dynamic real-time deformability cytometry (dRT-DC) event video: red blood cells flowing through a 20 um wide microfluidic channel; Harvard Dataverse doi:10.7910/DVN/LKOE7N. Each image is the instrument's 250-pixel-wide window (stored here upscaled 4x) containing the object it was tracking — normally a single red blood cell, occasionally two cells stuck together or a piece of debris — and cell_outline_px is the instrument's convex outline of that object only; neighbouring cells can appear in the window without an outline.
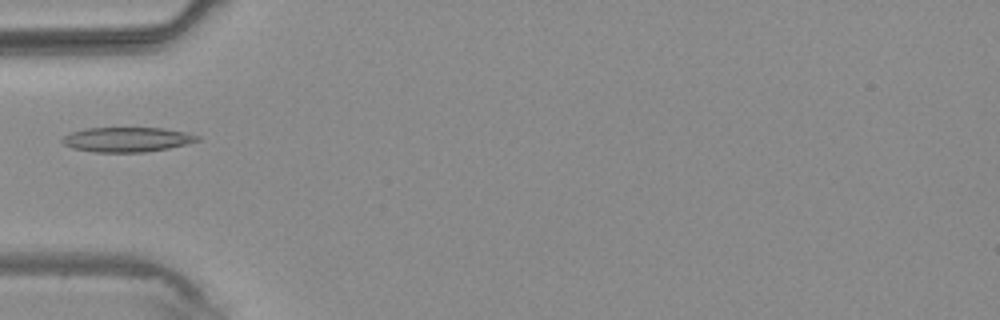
{"species": "common noctule bat (a hibernating species)", "species_latin": "Nyctalus noctula", "temperature_condition": "warm", "stored_images_in_passage": 4, "camera_frame_rate_fps": 3000, "um_per_image_px": 0.085, "animal": {"sex": "male", "body_mass_g": 20.4}, "frame": {"image": 1, "passage_image": 4, "time_ms": 4.333, "image_size_px": [1000, 320], "cell_outline_px": [[200, 140], [168, 148], [144, 152], [92, 152], [72, 148], [64, 144], [60, 140], [64, 136], [72, 132], [84, 128], [164, 128], [184, 132], [200, 136]], "centroid_in_image_um": [10.76, 11.86], "position_along_channel_um": 74.2, "area_um2": 19.36}}